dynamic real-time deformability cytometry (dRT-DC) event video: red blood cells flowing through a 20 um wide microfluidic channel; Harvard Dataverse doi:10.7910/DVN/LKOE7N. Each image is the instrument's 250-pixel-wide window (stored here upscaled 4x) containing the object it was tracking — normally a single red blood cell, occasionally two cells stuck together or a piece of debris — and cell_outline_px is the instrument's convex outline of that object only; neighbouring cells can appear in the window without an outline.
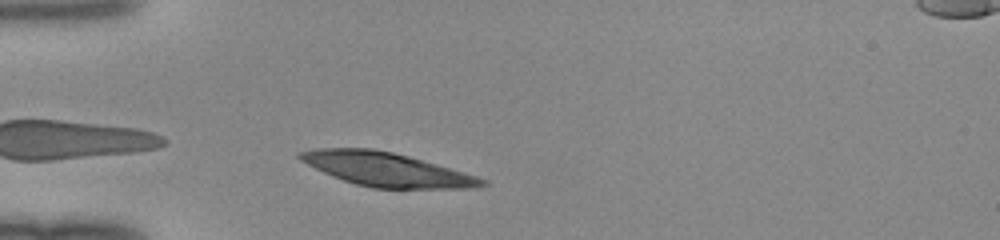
{"species": "human", "species_latin": "Homo sapiens", "temperature_condition": "room temperature", "stored_images_in_passage": 28, "camera_frame_rate_fps": 3000, "um_per_image_px": 0.085, "donor": {"sex": "female"}, "frame": {"image": 1, "passage_image": 1, "time_ms": 0.0, "image_size_px": [1000, 240], "cell_outline_px": [[488, 184], [476, 188], [372, 188], [356, 184], [332, 176], [300, 160], [296, 156], [296, 152], [316, 148], [372, 148], [392, 152], [408, 156], [464, 172], [488, 180]], "centroid_in_image_um": [32.84, 14.39], "position_along_channel_um": 52.2, "area_um2": 35.6}}
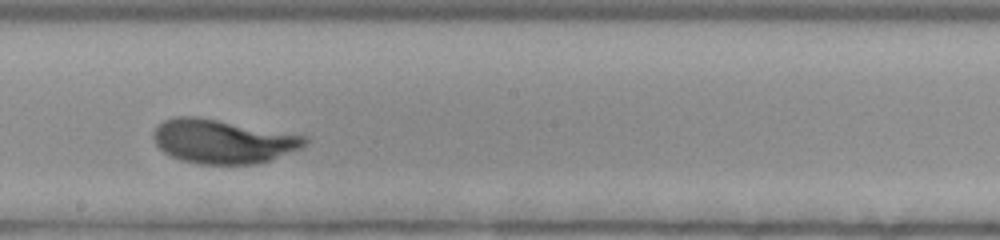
{"frame": {"image": 2, "passage_image": 15, "time_ms": 4.667, "image_size_px": [1000, 240], "cell_outline_px": [[308, 140], [300, 148], [268, 160], [256, 164], [200, 164], [180, 160], [164, 152], [156, 144], [152, 136], [152, 132], [156, 124], [172, 116], [196, 116], [308, 136]], "centroid_in_image_um": [18.87, 12.0], "position_along_channel_um": 229.3, "area_um2": 38.73}}
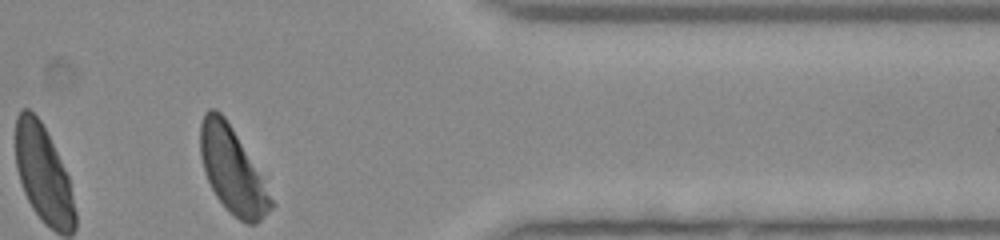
{"frame": {"image": 3, "passage_image": 28, "time_ms": 9.0, "image_size_px": [1000, 240], "cell_outline_px": [[276, 204], [256, 224], [248, 224], [240, 220], [216, 196], [208, 180], [200, 156], [200, 124], [204, 112], [208, 108], [216, 108], [224, 116], [232, 128]], "centroid_in_image_um": [19.72, 14.45], "position_along_channel_um": 391.7, "area_um2": 34.22}}